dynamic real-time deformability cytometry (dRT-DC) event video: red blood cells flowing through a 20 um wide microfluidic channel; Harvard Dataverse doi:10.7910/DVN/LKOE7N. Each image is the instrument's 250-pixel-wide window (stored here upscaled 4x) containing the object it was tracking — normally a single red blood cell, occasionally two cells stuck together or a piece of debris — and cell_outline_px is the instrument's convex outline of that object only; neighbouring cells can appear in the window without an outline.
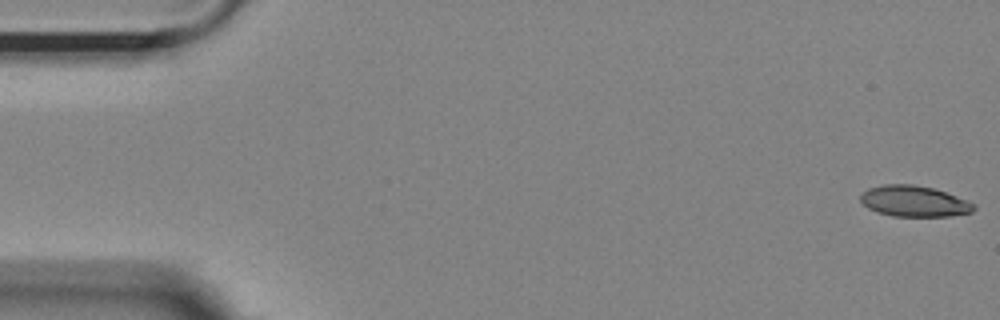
{"species": "Egyptian fruit bat (a non-hibernating species)", "species_latin": "Rousettus aegyptiacus", "temperature_condition": "room temperature", "stored_images_in_passage": 55, "camera_frame_rate_fps": 3000, "um_per_image_px": 0.085, "animal": {"sex": "female"}, "frame": {"image": 1, "passage_image": 1, "time_ms": 0.0, "image_size_px": [1000, 320], "cell_outline_px": [[976, 208], [972, 212], [948, 216], [892, 216], [876, 212], [868, 208], [860, 200], [860, 196], [868, 188], [884, 184], [912, 184], [932, 188], [956, 196], [976, 204]], "centroid_in_image_um": [77.69, 17.11], "position_along_channel_um": 7.3, "area_um2": 20.35}}
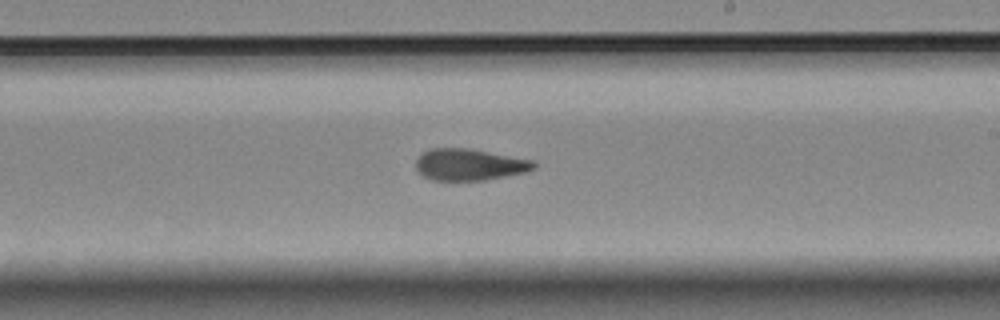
{"frame": {"image": 2, "passage_image": 32, "time_ms": 10.333, "image_size_px": [1000, 320], "cell_outline_px": [[536, 168], [524, 172], [484, 180], [428, 180], [416, 168], [416, 160], [428, 148], [468, 148], [532, 160], [536, 164]], "centroid_in_image_um": [39.87, 13.99], "position_along_channel_um": 249.1, "area_um2": 21.5}}
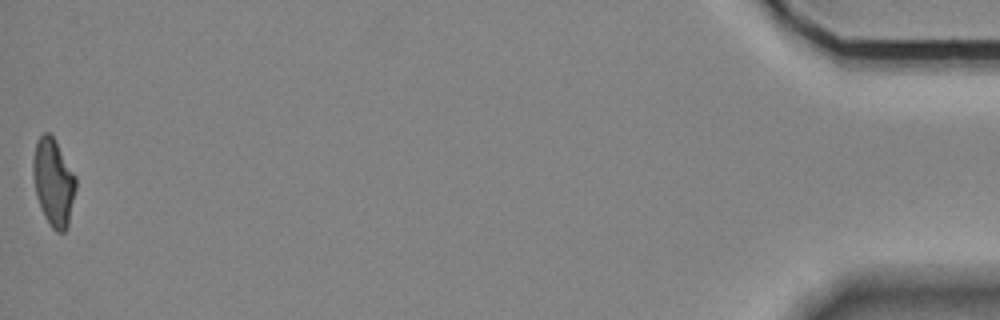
{"frame": {"image": 3, "passage_image": 55, "time_ms": 18.0, "image_size_px": [1000, 320], "cell_outline_px": [[76, 188], [68, 224], [64, 232], [56, 232], [52, 228], [44, 216], [36, 196], [32, 172], [32, 160], [36, 140], [44, 132], [48, 132], [52, 136], [76, 176]], "centroid_in_image_um": [4.52, 15.49], "position_along_channel_um": 430.7, "area_um2": 21.68}, "authors_computed_cell_mechanics": {"area_um2": 21.8484, "velocity_mm_per_s": 3.6199, "shape_relaxation_time_tau1_ms": null, "shape_relaxation_time_tau2_ms": 3.5235, "deformation_change_tau1": null, "deformation_change_tau2": 0.1086}}